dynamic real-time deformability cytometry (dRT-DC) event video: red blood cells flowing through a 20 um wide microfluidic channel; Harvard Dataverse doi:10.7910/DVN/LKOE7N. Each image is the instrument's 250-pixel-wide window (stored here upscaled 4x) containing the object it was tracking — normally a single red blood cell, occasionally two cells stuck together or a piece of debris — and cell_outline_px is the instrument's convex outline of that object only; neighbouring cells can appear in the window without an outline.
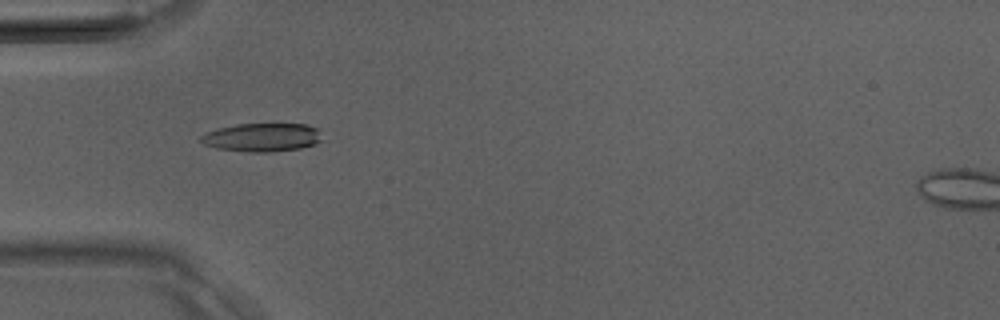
{"species": "Egyptian fruit bat (a non-hibernating species)", "species_latin": "Rousettus aegyptiacus", "temperature_condition": "room temperature", "stored_images_in_passage": 37, "camera_frame_rate_fps": 3000, "um_per_image_px": 0.085, "animal": {"sex": "male"}, "frame": {"image": 1, "passage_image": 11, "time_ms": 3.333, "image_size_px": [1000, 320], "cell_outline_px": [[320, 140], [316, 144], [300, 148], [272, 152], [248, 152], [216, 148], [204, 144], [200, 140], [200, 136], [204, 132], [216, 128], [236, 124], [304, 124], [320, 128]], "centroid_in_image_um": [22.25, 11.67], "position_along_channel_um": 62.7, "area_um2": 20.29}}
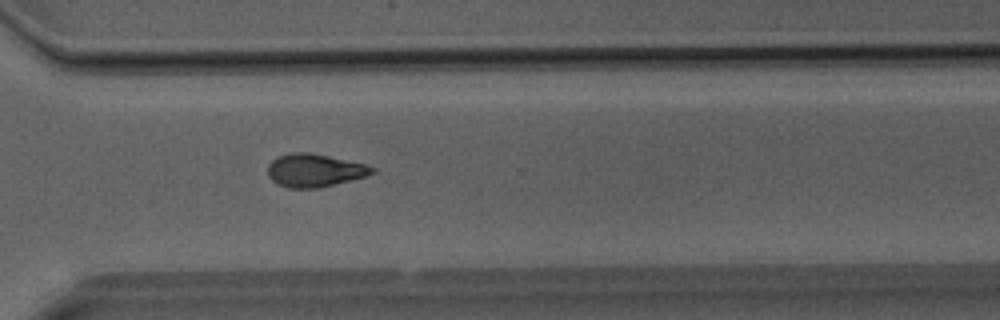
{"frame": {"image": 2, "passage_image": 27, "time_ms": 8.667, "image_size_px": [1000, 320], "cell_outline_px": [[376, 172], [368, 176], [320, 188], [288, 188], [276, 184], [268, 176], [268, 164], [272, 160], [280, 156], [292, 152], [312, 152], [364, 164], [376, 168]], "centroid_in_image_um": [26.75, 14.49], "position_along_channel_um": 343.9, "area_um2": 20.29}}
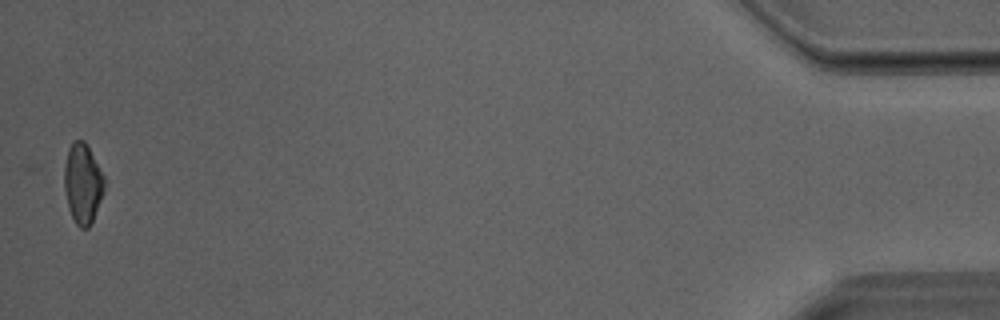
{"frame": {"image": 3, "passage_image": 37, "time_ms": 12.0, "image_size_px": [1000, 320], "cell_outline_px": [[108, 180], [104, 192], [92, 224], [88, 228], [80, 228], [76, 224], [68, 208], [64, 188], [64, 164], [68, 148], [76, 140], [84, 140]], "centroid_in_image_um": [7.06, 15.61], "position_along_channel_um": 428.1, "area_um2": 19.19}}